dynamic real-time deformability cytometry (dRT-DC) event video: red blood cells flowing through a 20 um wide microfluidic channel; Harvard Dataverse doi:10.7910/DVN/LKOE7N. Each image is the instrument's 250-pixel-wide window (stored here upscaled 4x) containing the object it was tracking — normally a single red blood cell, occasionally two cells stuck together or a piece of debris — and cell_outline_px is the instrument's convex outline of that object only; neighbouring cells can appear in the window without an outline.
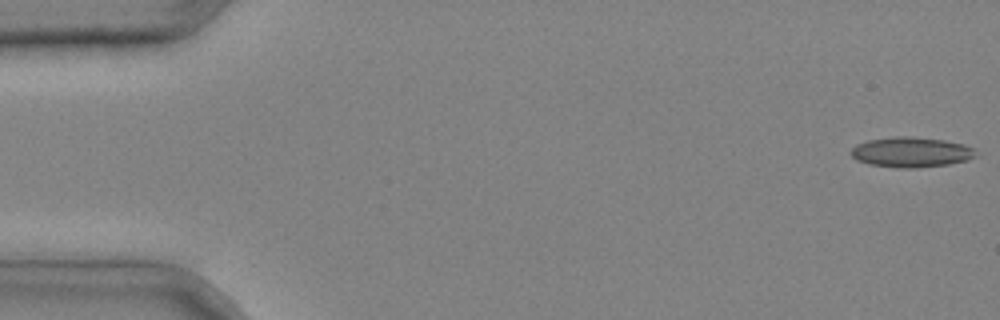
{"species": "common noctule bat (a hibernating species)", "species_latin": "Nyctalus noctula", "temperature_condition": "cold", "stored_images_in_passage": 41, "camera_frame_rate_fps": 3000, "um_per_image_px": 0.085, "animal": {"sex": "male", "body_mass_g": 20.4}, "frame": {"image": 1, "passage_image": 1, "time_ms": 0.0, "image_size_px": [1000, 320], "cell_outline_px": [[976, 156], [968, 160], [948, 164], [916, 168], [900, 168], [868, 164], [856, 160], [852, 156], [852, 148], [856, 144], [868, 140], [896, 136], [912, 136], [944, 140], [964, 144], [972, 148]], "centroid_in_image_um": [77.43, 12.93], "position_along_channel_um": 7.6, "area_um2": 21.91}}
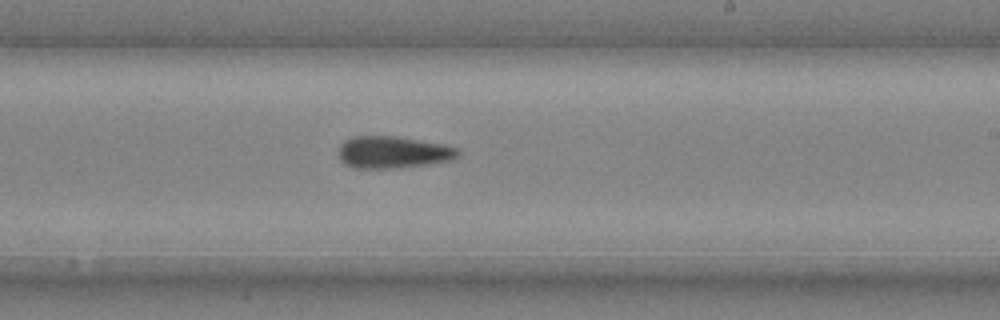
{"frame": {"image": 2, "passage_image": 26, "time_ms": 8.333, "image_size_px": [1000, 320], "cell_outline_px": [[460, 156], [452, 160], [428, 164], [400, 168], [356, 168], [344, 164], [340, 160], [340, 144], [344, 140], [352, 136], [396, 136], [444, 144], [456, 148], [460, 152]], "centroid_in_image_um": [33.42, 12.94], "position_along_channel_um": 255.6, "area_um2": 22.43}}
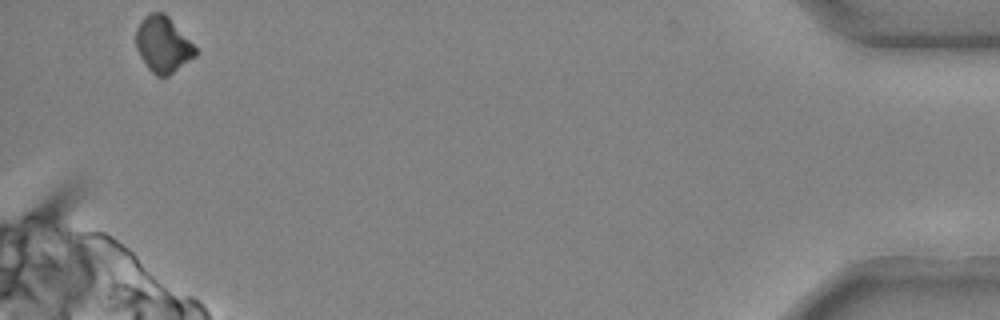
{"frame": {"image": 3, "passage_image": 41, "time_ms": 13.333, "image_size_px": [1000, 320], "cell_outline_px": [[196, 56], [168, 76], [156, 76], [148, 68], [140, 56], [136, 48], [136, 28], [144, 16], [152, 12], [164, 12], [168, 16], [196, 48]], "centroid_in_image_um": [13.83, 3.78], "position_along_channel_um": 421.4, "area_um2": 19.19}}